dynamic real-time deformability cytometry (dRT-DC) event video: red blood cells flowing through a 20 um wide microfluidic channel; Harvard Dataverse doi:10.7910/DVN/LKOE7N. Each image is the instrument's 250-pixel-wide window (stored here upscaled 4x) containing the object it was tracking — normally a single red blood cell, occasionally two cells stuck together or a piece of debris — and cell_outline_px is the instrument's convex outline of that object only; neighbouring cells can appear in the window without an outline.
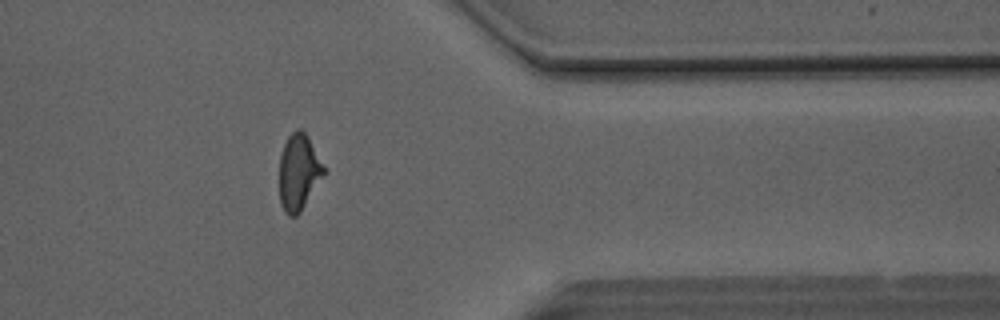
{"species": "Egyptian fruit bat (a non-hibernating species)", "species_latin": "Rousettus aegyptiacus", "temperature_condition": "room temperature", "stored_images_in_passage": 31, "camera_frame_rate_fps": 3000, "um_per_image_px": 0.085, "animal": {"sex": "male"}, "frame": {"image": 1, "passage_image": 26, "time_ms": 8.333, "image_size_px": [1000, 320], "cell_outline_px": [[324, 172], [300, 212], [296, 216], [288, 216], [284, 212], [280, 204], [280, 156], [284, 144], [288, 136], [296, 128], [300, 128], [304, 132], [324, 168]], "centroid_in_image_um": [25.33, 14.65], "position_along_channel_um": 386.1, "area_um2": 19.02}, "authors_computed_cell_mechanics": {"area_um2": 19.9988, "velocity_mm_per_s": 4.1213, "shape_relaxation_time_tau1_ms": 6.0783, "shape_relaxation_time_tau2_ms": 1.5965, "deformation_change_tau1": 0.1763, "deformation_change_tau2": 0.0779}}